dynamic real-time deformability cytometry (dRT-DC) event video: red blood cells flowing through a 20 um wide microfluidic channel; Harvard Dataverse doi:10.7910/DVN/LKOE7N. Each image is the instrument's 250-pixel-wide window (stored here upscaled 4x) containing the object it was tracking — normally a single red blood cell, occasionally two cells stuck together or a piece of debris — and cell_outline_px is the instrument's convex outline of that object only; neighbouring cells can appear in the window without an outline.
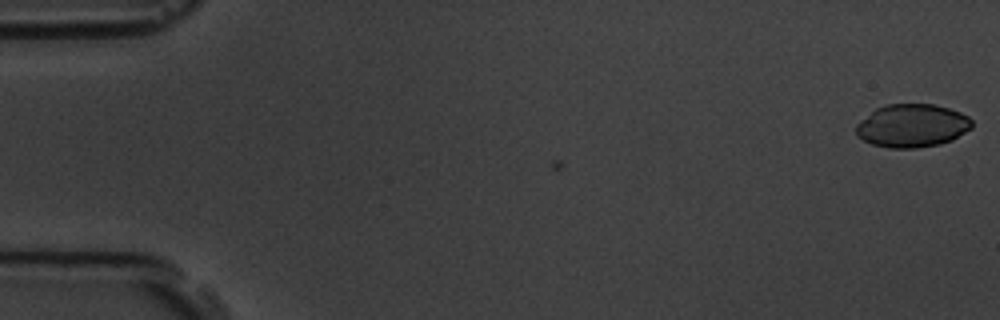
{"species": "common noctule bat (a hibernating species)", "species_latin": "Nyctalus noctula", "temperature_condition": "room temperature", "stored_images_in_passage": 2, "camera_frame_rate_fps": 3000, "um_per_image_px": 0.085, "animal": {"sex": "male", "body_mass_g": 19.5, "forearm_length_mm": 54.6}, "frame": {"image": 1, "passage_image": 2, "time_ms": 1.0, "image_size_px": [1000, 320], "cell_outline_px": [[972, 128], [952, 140], [940, 144], [916, 148], [888, 148], [872, 144], [856, 136], [856, 124], [860, 120], [876, 108], [884, 104], [932, 104], [948, 108], [960, 112], [968, 116], [972, 120]], "centroid_in_image_um": [77.52, 10.68], "position_along_channel_um": 7.5, "area_um2": 29.3}}